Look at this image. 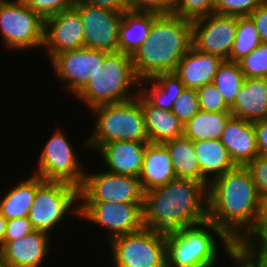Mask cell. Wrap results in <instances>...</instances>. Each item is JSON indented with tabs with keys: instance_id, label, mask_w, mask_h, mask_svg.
Listing matches in <instances>:
<instances>
[{
	"instance_id": "1",
	"label": "cell",
	"mask_w": 267,
	"mask_h": 267,
	"mask_svg": "<svg viewBox=\"0 0 267 267\" xmlns=\"http://www.w3.org/2000/svg\"><path fill=\"white\" fill-rule=\"evenodd\" d=\"M207 192V220L233 242H240L255 226L261 209V197L251 173L245 166H237L213 180Z\"/></svg>"
},
{
	"instance_id": "2",
	"label": "cell",
	"mask_w": 267,
	"mask_h": 267,
	"mask_svg": "<svg viewBox=\"0 0 267 267\" xmlns=\"http://www.w3.org/2000/svg\"><path fill=\"white\" fill-rule=\"evenodd\" d=\"M208 219L207 186L198 180L176 177L144 192L143 227L169 233Z\"/></svg>"
},
{
	"instance_id": "3",
	"label": "cell",
	"mask_w": 267,
	"mask_h": 267,
	"mask_svg": "<svg viewBox=\"0 0 267 267\" xmlns=\"http://www.w3.org/2000/svg\"><path fill=\"white\" fill-rule=\"evenodd\" d=\"M192 46V21L175 15H160L145 42L131 56L137 78H152L174 72Z\"/></svg>"
},
{
	"instance_id": "4",
	"label": "cell",
	"mask_w": 267,
	"mask_h": 267,
	"mask_svg": "<svg viewBox=\"0 0 267 267\" xmlns=\"http://www.w3.org/2000/svg\"><path fill=\"white\" fill-rule=\"evenodd\" d=\"M216 238L227 254L234 242L208 220L166 233L167 267H215L221 250Z\"/></svg>"
},
{
	"instance_id": "5",
	"label": "cell",
	"mask_w": 267,
	"mask_h": 267,
	"mask_svg": "<svg viewBox=\"0 0 267 267\" xmlns=\"http://www.w3.org/2000/svg\"><path fill=\"white\" fill-rule=\"evenodd\" d=\"M139 90L140 80L134 72L131 56L117 51L105 56L102 68L75 97L91 110L130 100L137 97Z\"/></svg>"
},
{
	"instance_id": "6",
	"label": "cell",
	"mask_w": 267,
	"mask_h": 267,
	"mask_svg": "<svg viewBox=\"0 0 267 267\" xmlns=\"http://www.w3.org/2000/svg\"><path fill=\"white\" fill-rule=\"evenodd\" d=\"M91 112L96 120L93 134L83 143L84 148L87 146L86 149L96 151L111 141L149 142L140 92L137 97L124 102L96 106Z\"/></svg>"
},
{
	"instance_id": "7",
	"label": "cell",
	"mask_w": 267,
	"mask_h": 267,
	"mask_svg": "<svg viewBox=\"0 0 267 267\" xmlns=\"http://www.w3.org/2000/svg\"><path fill=\"white\" fill-rule=\"evenodd\" d=\"M79 188L61 181H44L37 189L35 200L28 213L34 230L49 235L56 231L66 216L79 217Z\"/></svg>"
},
{
	"instance_id": "8",
	"label": "cell",
	"mask_w": 267,
	"mask_h": 267,
	"mask_svg": "<svg viewBox=\"0 0 267 267\" xmlns=\"http://www.w3.org/2000/svg\"><path fill=\"white\" fill-rule=\"evenodd\" d=\"M108 247L115 267H167L166 233L143 227L112 239Z\"/></svg>"
},
{
	"instance_id": "9",
	"label": "cell",
	"mask_w": 267,
	"mask_h": 267,
	"mask_svg": "<svg viewBox=\"0 0 267 267\" xmlns=\"http://www.w3.org/2000/svg\"><path fill=\"white\" fill-rule=\"evenodd\" d=\"M0 33L6 49L42 48L44 20L23 0H0Z\"/></svg>"
},
{
	"instance_id": "10",
	"label": "cell",
	"mask_w": 267,
	"mask_h": 267,
	"mask_svg": "<svg viewBox=\"0 0 267 267\" xmlns=\"http://www.w3.org/2000/svg\"><path fill=\"white\" fill-rule=\"evenodd\" d=\"M65 131L57 128L39 155L38 167L32 173L46 181H61L81 187L86 172L78 160Z\"/></svg>"
},
{
	"instance_id": "11",
	"label": "cell",
	"mask_w": 267,
	"mask_h": 267,
	"mask_svg": "<svg viewBox=\"0 0 267 267\" xmlns=\"http://www.w3.org/2000/svg\"><path fill=\"white\" fill-rule=\"evenodd\" d=\"M79 217L107 228V243L112 239L143 228L144 203L79 201Z\"/></svg>"
},
{
	"instance_id": "12",
	"label": "cell",
	"mask_w": 267,
	"mask_h": 267,
	"mask_svg": "<svg viewBox=\"0 0 267 267\" xmlns=\"http://www.w3.org/2000/svg\"><path fill=\"white\" fill-rule=\"evenodd\" d=\"M80 201L144 203V191L139 178L109 171L88 173L79 188Z\"/></svg>"
},
{
	"instance_id": "13",
	"label": "cell",
	"mask_w": 267,
	"mask_h": 267,
	"mask_svg": "<svg viewBox=\"0 0 267 267\" xmlns=\"http://www.w3.org/2000/svg\"><path fill=\"white\" fill-rule=\"evenodd\" d=\"M108 52L79 48L61 52L51 59L52 69L57 78L66 84V91L74 97L96 74Z\"/></svg>"
},
{
	"instance_id": "14",
	"label": "cell",
	"mask_w": 267,
	"mask_h": 267,
	"mask_svg": "<svg viewBox=\"0 0 267 267\" xmlns=\"http://www.w3.org/2000/svg\"><path fill=\"white\" fill-rule=\"evenodd\" d=\"M237 28V16L213 13L192 21V46L199 52L228 60Z\"/></svg>"
},
{
	"instance_id": "15",
	"label": "cell",
	"mask_w": 267,
	"mask_h": 267,
	"mask_svg": "<svg viewBox=\"0 0 267 267\" xmlns=\"http://www.w3.org/2000/svg\"><path fill=\"white\" fill-rule=\"evenodd\" d=\"M84 28V47L105 51H118V33L122 12L84 3H73Z\"/></svg>"
},
{
	"instance_id": "16",
	"label": "cell",
	"mask_w": 267,
	"mask_h": 267,
	"mask_svg": "<svg viewBox=\"0 0 267 267\" xmlns=\"http://www.w3.org/2000/svg\"><path fill=\"white\" fill-rule=\"evenodd\" d=\"M43 46L50 60L61 52L84 47L82 19L73 6L44 20Z\"/></svg>"
},
{
	"instance_id": "17",
	"label": "cell",
	"mask_w": 267,
	"mask_h": 267,
	"mask_svg": "<svg viewBox=\"0 0 267 267\" xmlns=\"http://www.w3.org/2000/svg\"><path fill=\"white\" fill-rule=\"evenodd\" d=\"M50 235L34 230L1 249L4 267H41L50 252ZM41 265V266H40Z\"/></svg>"
},
{
	"instance_id": "18",
	"label": "cell",
	"mask_w": 267,
	"mask_h": 267,
	"mask_svg": "<svg viewBox=\"0 0 267 267\" xmlns=\"http://www.w3.org/2000/svg\"><path fill=\"white\" fill-rule=\"evenodd\" d=\"M149 142L111 141L102 144L95 152L105 163L106 171L139 178L143 156Z\"/></svg>"
},
{
	"instance_id": "19",
	"label": "cell",
	"mask_w": 267,
	"mask_h": 267,
	"mask_svg": "<svg viewBox=\"0 0 267 267\" xmlns=\"http://www.w3.org/2000/svg\"><path fill=\"white\" fill-rule=\"evenodd\" d=\"M220 141L237 166H246L259 155L253 123L231 116Z\"/></svg>"
},
{
	"instance_id": "20",
	"label": "cell",
	"mask_w": 267,
	"mask_h": 267,
	"mask_svg": "<svg viewBox=\"0 0 267 267\" xmlns=\"http://www.w3.org/2000/svg\"><path fill=\"white\" fill-rule=\"evenodd\" d=\"M223 60L215 55L199 52L191 46L173 72L185 88L198 89L213 83L214 76Z\"/></svg>"
},
{
	"instance_id": "21",
	"label": "cell",
	"mask_w": 267,
	"mask_h": 267,
	"mask_svg": "<svg viewBox=\"0 0 267 267\" xmlns=\"http://www.w3.org/2000/svg\"><path fill=\"white\" fill-rule=\"evenodd\" d=\"M230 113L252 123L267 119V78H245Z\"/></svg>"
},
{
	"instance_id": "22",
	"label": "cell",
	"mask_w": 267,
	"mask_h": 267,
	"mask_svg": "<svg viewBox=\"0 0 267 267\" xmlns=\"http://www.w3.org/2000/svg\"><path fill=\"white\" fill-rule=\"evenodd\" d=\"M176 178L169 151L163 143H148L143 156L139 181L144 192Z\"/></svg>"
},
{
	"instance_id": "23",
	"label": "cell",
	"mask_w": 267,
	"mask_h": 267,
	"mask_svg": "<svg viewBox=\"0 0 267 267\" xmlns=\"http://www.w3.org/2000/svg\"><path fill=\"white\" fill-rule=\"evenodd\" d=\"M193 146L200 165L201 182L207 187L213 180L237 167L220 140L193 141Z\"/></svg>"
},
{
	"instance_id": "24",
	"label": "cell",
	"mask_w": 267,
	"mask_h": 267,
	"mask_svg": "<svg viewBox=\"0 0 267 267\" xmlns=\"http://www.w3.org/2000/svg\"><path fill=\"white\" fill-rule=\"evenodd\" d=\"M160 15L153 12L125 10L118 33V51L132 56L145 42L153 22Z\"/></svg>"
},
{
	"instance_id": "25",
	"label": "cell",
	"mask_w": 267,
	"mask_h": 267,
	"mask_svg": "<svg viewBox=\"0 0 267 267\" xmlns=\"http://www.w3.org/2000/svg\"><path fill=\"white\" fill-rule=\"evenodd\" d=\"M140 104L144 112L145 127L150 143H164L183 136L184 125L171 110L153 106L141 93Z\"/></svg>"
},
{
	"instance_id": "26",
	"label": "cell",
	"mask_w": 267,
	"mask_h": 267,
	"mask_svg": "<svg viewBox=\"0 0 267 267\" xmlns=\"http://www.w3.org/2000/svg\"><path fill=\"white\" fill-rule=\"evenodd\" d=\"M37 175H30L9 188L0 199V213L7 219L28 216L31 205L35 200L38 187L44 182Z\"/></svg>"
},
{
	"instance_id": "27",
	"label": "cell",
	"mask_w": 267,
	"mask_h": 267,
	"mask_svg": "<svg viewBox=\"0 0 267 267\" xmlns=\"http://www.w3.org/2000/svg\"><path fill=\"white\" fill-rule=\"evenodd\" d=\"M145 82L150 83L151 86H147ZM184 89L185 86L181 80L171 72L159 73L152 78L141 80L139 92L153 106L170 111Z\"/></svg>"
},
{
	"instance_id": "28",
	"label": "cell",
	"mask_w": 267,
	"mask_h": 267,
	"mask_svg": "<svg viewBox=\"0 0 267 267\" xmlns=\"http://www.w3.org/2000/svg\"><path fill=\"white\" fill-rule=\"evenodd\" d=\"M231 113L200 110L184 124L183 136L192 141L220 140Z\"/></svg>"
},
{
	"instance_id": "29",
	"label": "cell",
	"mask_w": 267,
	"mask_h": 267,
	"mask_svg": "<svg viewBox=\"0 0 267 267\" xmlns=\"http://www.w3.org/2000/svg\"><path fill=\"white\" fill-rule=\"evenodd\" d=\"M169 151L176 177L201 181V170L193 141L184 136L163 143Z\"/></svg>"
},
{
	"instance_id": "30",
	"label": "cell",
	"mask_w": 267,
	"mask_h": 267,
	"mask_svg": "<svg viewBox=\"0 0 267 267\" xmlns=\"http://www.w3.org/2000/svg\"><path fill=\"white\" fill-rule=\"evenodd\" d=\"M245 77L237 62L223 60L214 76L213 84L230 107L239 93Z\"/></svg>"
},
{
	"instance_id": "31",
	"label": "cell",
	"mask_w": 267,
	"mask_h": 267,
	"mask_svg": "<svg viewBox=\"0 0 267 267\" xmlns=\"http://www.w3.org/2000/svg\"><path fill=\"white\" fill-rule=\"evenodd\" d=\"M254 22L249 16L237 17L236 35L228 61L238 62L261 44Z\"/></svg>"
},
{
	"instance_id": "32",
	"label": "cell",
	"mask_w": 267,
	"mask_h": 267,
	"mask_svg": "<svg viewBox=\"0 0 267 267\" xmlns=\"http://www.w3.org/2000/svg\"><path fill=\"white\" fill-rule=\"evenodd\" d=\"M215 13L214 0H174L172 15L194 21Z\"/></svg>"
},
{
	"instance_id": "33",
	"label": "cell",
	"mask_w": 267,
	"mask_h": 267,
	"mask_svg": "<svg viewBox=\"0 0 267 267\" xmlns=\"http://www.w3.org/2000/svg\"><path fill=\"white\" fill-rule=\"evenodd\" d=\"M245 78H267V43H261L237 62Z\"/></svg>"
},
{
	"instance_id": "34",
	"label": "cell",
	"mask_w": 267,
	"mask_h": 267,
	"mask_svg": "<svg viewBox=\"0 0 267 267\" xmlns=\"http://www.w3.org/2000/svg\"><path fill=\"white\" fill-rule=\"evenodd\" d=\"M239 243L253 256L267 260V219H257Z\"/></svg>"
},
{
	"instance_id": "35",
	"label": "cell",
	"mask_w": 267,
	"mask_h": 267,
	"mask_svg": "<svg viewBox=\"0 0 267 267\" xmlns=\"http://www.w3.org/2000/svg\"><path fill=\"white\" fill-rule=\"evenodd\" d=\"M200 110L207 112L230 113V107L213 83L196 89Z\"/></svg>"
},
{
	"instance_id": "36",
	"label": "cell",
	"mask_w": 267,
	"mask_h": 267,
	"mask_svg": "<svg viewBox=\"0 0 267 267\" xmlns=\"http://www.w3.org/2000/svg\"><path fill=\"white\" fill-rule=\"evenodd\" d=\"M171 111L183 125L193 118L200 111L196 90L185 88L174 102Z\"/></svg>"
},
{
	"instance_id": "37",
	"label": "cell",
	"mask_w": 267,
	"mask_h": 267,
	"mask_svg": "<svg viewBox=\"0 0 267 267\" xmlns=\"http://www.w3.org/2000/svg\"><path fill=\"white\" fill-rule=\"evenodd\" d=\"M265 0H214L215 13L237 17L249 16Z\"/></svg>"
},
{
	"instance_id": "38",
	"label": "cell",
	"mask_w": 267,
	"mask_h": 267,
	"mask_svg": "<svg viewBox=\"0 0 267 267\" xmlns=\"http://www.w3.org/2000/svg\"><path fill=\"white\" fill-rule=\"evenodd\" d=\"M43 20L55 16L73 6V0H23Z\"/></svg>"
},
{
	"instance_id": "39",
	"label": "cell",
	"mask_w": 267,
	"mask_h": 267,
	"mask_svg": "<svg viewBox=\"0 0 267 267\" xmlns=\"http://www.w3.org/2000/svg\"><path fill=\"white\" fill-rule=\"evenodd\" d=\"M174 0H125L127 10L171 15Z\"/></svg>"
},
{
	"instance_id": "40",
	"label": "cell",
	"mask_w": 267,
	"mask_h": 267,
	"mask_svg": "<svg viewBox=\"0 0 267 267\" xmlns=\"http://www.w3.org/2000/svg\"><path fill=\"white\" fill-rule=\"evenodd\" d=\"M245 167L251 173L260 197L267 196V156L259 154Z\"/></svg>"
},
{
	"instance_id": "41",
	"label": "cell",
	"mask_w": 267,
	"mask_h": 267,
	"mask_svg": "<svg viewBox=\"0 0 267 267\" xmlns=\"http://www.w3.org/2000/svg\"><path fill=\"white\" fill-rule=\"evenodd\" d=\"M34 231L27 216L7 220L5 241H14Z\"/></svg>"
},
{
	"instance_id": "42",
	"label": "cell",
	"mask_w": 267,
	"mask_h": 267,
	"mask_svg": "<svg viewBox=\"0 0 267 267\" xmlns=\"http://www.w3.org/2000/svg\"><path fill=\"white\" fill-rule=\"evenodd\" d=\"M249 17L258 30L261 42L267 43V0L258 6Z\"/></svg>"
},
{
	"instance_id": "43",
	"label": "cell",
	"mask_w": 267,
	"mask_h": 267,
	"mask_svg": "<svg viewBox=\"0 0 267 267\" xmlns=\"http://www.w3.org/2000/svg\"><path fill=\"white\" fill-rule=\"evenodd\" d=\"M231 250L248 266V267H267V260L253 256L239 242H234Z\"/></svg>"
},
{
	"instance_id": "44",
	"label": "cell",
	"mask_w": 267,
	"mask_h": 267,
	"mask_svg": "<svg viewBox=\"0 0 267 267\" xmlns=\"http://www.w3.org/2000/svg\"><path fill=\"white\" fill-rule=\"evenodd\" d=\"M257 148L260 155L267 156V119L253 122Z\"/></svg>"
},
{
	"instance_id": "45",
	"label": "cell",
	"mask_w": 267,
	"mask_h": 267,
	"mask_svg": "<svg viewBox=\"0 0 267 267\" xmlns=\"http://www.w3.org/2000/svg\"><path fill=\"white\" fill-rule=\"evenodd\" d=\"M74 3H84L101 8L110 9L117 12L127 10L125 0H73Z\"/></svg>"
},
{
	"instance_id": "46",
	"label": "cell",
	"mask_w": 267,
	"mask_h": 267,
	"mask_svg": "<svg viewBox=\"0 0 267 267\" xmlns=\"http://www.w3.org/2000/svg\"><path fill=\"white\" fill-rule=\"evenodd\" d=\"M6 224L7 219L0 213V250L5 245Z\"/></svg>"
},
{
	"instance_id": "47",
	"label": "cell",
	"mask_w": 267,
	"mask_h": 267,
	"mask_svg": "<svg viewBox=\"0 0 267 267\" xmlns=\"http://www.w3.org/2000/svg\"><path fill=\"white\" fill-rule=\"evenodd\" d=\"M235 267H248L232 250L227 253ZM233 267V264H232Z\"/></svg>"
},
{
	"instance_id": "48",
	"label": "cell",
	"mask_w": 267,
	"mask_h": 267,
	"mask_svg": "<svg viewBox=\"0 0 267 267\" xmlns=\"http://www.w3.org/2000/svg\"><path fill=\"white\" fill-rule=\"evenodd\" d=\"M258 219H267V196L261 198V209Z\"/></svg>"
},
{
	"instance_id": "49",
	"label": "cell",
	"mask_w": 267,
	"mask_h": 267,
	"mask_svg": "<svg viewBox=\"0 0 267 267\" xmlns=\"http://www.w3.org/2000/svg\"><path fill=\"white\" fill-rule=\"evenodd\" d=\"M0 267H4L1 250H0Z\"/></svg>"
}]
</instances>
